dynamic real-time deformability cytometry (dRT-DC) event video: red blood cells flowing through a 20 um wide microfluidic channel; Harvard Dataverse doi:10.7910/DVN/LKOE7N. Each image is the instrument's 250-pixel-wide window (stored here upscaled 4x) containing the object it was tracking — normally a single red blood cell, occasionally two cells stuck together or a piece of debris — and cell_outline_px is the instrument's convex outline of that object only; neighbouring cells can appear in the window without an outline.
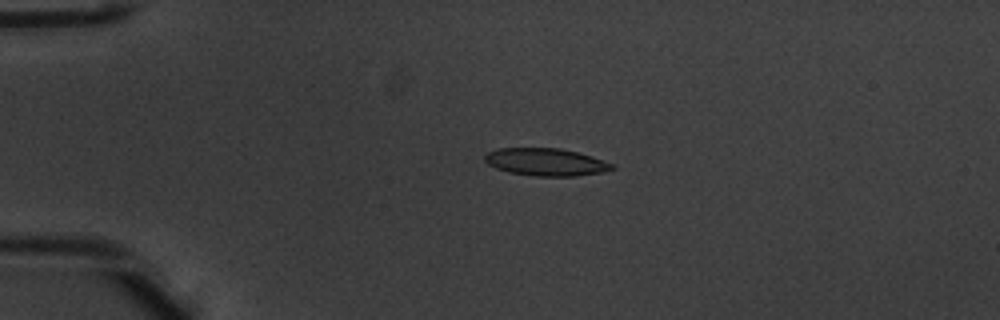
{"species": "common noctule bat (a hibernating species)", "species_latin": "Nyctalus noctula", "temperature_condition": "warm", "stored_images_in_passage": 3, "camera_frame_rate_fps": 3000, "um_per_image_px": 0.085, "animal": {"sex": "male", "body_mass_g": 20.1, "forearm_length_mm": 53.5}, "frame": {"image": 1, "passage_image": 2, "time_ms": 0.333, "image_size_px": [1000, 320], "cell_outline_px": [[616, 168], [604, 172], [576, 176], [536, 176], [508, 172], [496, 168], [488, 164], [484, 160], [484, 156], [488, 152], [496, 148], [560, 148], [576, 152], [616, 164]], "centroid_in_image_um": [46.41, 13.77], "position_along_channel_um": 38.6, "area_um2": 20.46}}